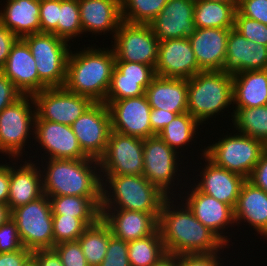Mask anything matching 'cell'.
<instances>
[{
  "instance_id": "ee69618b",
  "label": "cell",
  "mask_w": 267,
  "mask_h": 266,
  "mask_svg": "<svg viewBox=\"0 0 267 266\" xmlns=\"http://www.w3.org/2000/svg\"><path fill=\"white\" fill-rule=\"evenodd\" d=\"M115 68L121 73V79L153 80L155 68L136 62L115 61Z\"/></svg>"
},
{
  "instance_id": "f6af8a7d",
  "label": "cell",
  "mask_w": 267,
  "mask_h": 266,
  "mask_svg": "<svg viewBox=\"0 0 267 266\" xmlns=\"http://www.w3.org/2000/svg\"><path fill=\"white\" fill-rule=\"evenodd\" d=\"M59 0H40V32L57 36Z\"/></svg>"
},
{
  "instance_id": "83f0119b",
  "label": "cell",
  "mask_w": 267,
  "mask_h": 266,
  "mask_svg": "<svg viewBox=\"0 0 267 266\" xmlns=\"http://www.w3.org/2000/svg\"><path fill=\"white\" fill-rule=\"evenodd\" d=\"M236 225L249 223L258 234L267 236V193L246 179L234 207Z\"/></svg>"
},
{
  "instance_id": "d6986e66",
  "label": "cell",
  "mask_w": 267,
  "mask_h": 266,
  "mask_svg": "<svg viewBox=\"0 0 267 266\" xmlns=\"http://www.w3.org/2000/svg\"><path fill=\"white\" fill-rule=\"evenodd\" d=\"M35 63L27 43L22 38H18L0 71L23 95H33L48 88L39 79Z\"/></svg>"
},
{
  "instance_id": "f907efd6",
  "label": "cell",
  "mask_w": 267,
  "mask_h": 266,
  "mask_svg": "<svg viewBox=\"0 0 267 266\" xmlns=\"http://www.w3.org/2000/svg\"><path fill=\"white\" fill-rule=\"evenodd\" d=\"M247 180L267 193V150L261 155Z\"/></svg>"
},
{
  "instance_id": "603a6c76",
  "label": "cell",
  "mask_w": 267,
  "mask_h": 266,
  "mask_svg": "<svg viewBox=\"0 0 267 266\" xmlns=\"http://www.w3.org/2000/svg\"><path fill=\"white\" fill-rule=\"evenodd\" d=\"M230 29L196 28L189 40L200 71L222 70Z\"/></svg>"
},
{
  "instance_id": "5bb4252c",
  "label": "cell",
  "mask_w": 267,
  "mask_h": 266,
  "mask_svg": "<svg viewBox=\"0 0 267 266\" xmlns=\"http://www.w3.org/2000/svg\"><path fill=\"white\" fill-rule=\"evenodd\" d=\"M110 113L112 131L146 139L155 136L150 125L151 106L146 95L105 101Z\"/></svg>"
},
{
  "instance_id": "94428289",
  "label": "cell",
  "mask_w": 267,
  "mask_h": 266,
  "mask_svg": "<svg viewBox=\"0 0 267 266\" xmlns=\"http://www.w3.org/2000/svg\"><path fill=\"white\" fill-rule=\"evenodd\" d=\"M25 266H36L35 263L30 259Z\"/></svg>"
},
{
  "instance_id": "9f6ffc18",
  "label": "cell",
  "mask_w": 267,
  "mask_h": 266,
  "mask_svg": "<svg viewBox=\"0 0 267 266\" xmlns=\"http://www.w3.org/2000/svg\"><path fill=\"white\" fill-rule=\"evenodd\" d=\"M10 188V164H0V203L7 204Z\"/></svg>"
},
{
  "instance_id": "f35d334b",
  "label": "cell",
  "mask_w": 267,
  "mask_h": 266,
  "mask_svg": "<svg viewBox=\"0 0 267 266\" xmlns=\"http://www.w3.org/2000/svg\"><path fill=\"white\" fill-rule=\"evenodd\" d=\"M151 82L152 80L121 79V73L114 67L105 101L140 97L145 94V90Z\"/></svg>"
},
{
  "instance_id": "2e32d148",
  "label": "cell",
  "mask_w": 267,
  "mask_h": 266,
  "mask_svg": "<svg viewBox=\"0 0 267 266\" xmlns=\"http://www.w3.org/2000/svg\"><path fill=\"white\" fill-rule=\"evenodd\" d=\"M200 72L188 38L167 39L159 42L156 76L190 79Z\"/></svg>"
},
{
  "instance_id": "5b68a950",
  "label": "cell",
  "mask_w": 267,
  "mask_h": 266,
  "mask_svg": "<svg viewBox=\"0 0 267 266\" xmlns=\"http://www.w3.org/2000/svg\"><path fill=\"white\" fill-rule=\"evenodd\" d=\"M187 111L202 125L233 102V77L220 71H200L188 79Z\"/></svg>"
},
{
  "instance_id": "f1b7e54d",
  "label": "cell",
  "mask_w": 267,
  "mask_h": 266,
  "mask_svg": "<svg viewBox=\"0 0 267 266\" xmlns=\"http://www.w3.org/2000/svg\"><path fill=\"white\" fill-rule=\"evenodd\" d=\"M0 22L18 38L40 33V0H7Z\"/></svg>"
},
{
  "instance_id": "44dd1931",
  "label": "cell",
  "mask_w": 267,
  "mask_h": 266,
  "mask_svg": "<svg viewBox=\"0 0 267 266\" xmlns=\"http://www.w3.org/2000/svg\"><path fill=\"white\" fill-rule=\"evenodd\" d=\"M267 68V46L246 39L234 28L227 39L226 58L222 71L234 75Z\"/></svg>"
},
{
  "instance_id": "8fae6325",
  "label": "cell",
  "mask_w": 267,
  "mask_h": 266,
  "mask_svg": "<svg viewBox=\"0 0 267 266\" xmlns=\"http://www.w3.org/2000/svg\"><path fill=\"white\" fill-rule=\"evenodd\" d=\"M35 120H47L72 125L94 102L85 96L67 91L64 87L46 88L33 95Z\"/></svg>"
},
{
  "instance_id": "3957f363",
  "label": "cell",
  "mask_w": 267,
  "mask_h": 266,
  "mask_svg": "<svg viewBox=\"0 0 267 266\" xmlns=\"http://www.w3.org/2000/svg\"><path fill=\"white\" fill-rule=\"evenodd\" d=\"M46 163L48 167L41 171L45 172V175H42L43 194L102 197L99 160L93 158L48 159Z\"/></svg>"
},
{
  "instance_id": "e0dca14e",
  "label": "cell",
  "mask_w": 267,
  "mask_h": 266,
  "mask_svg": "<svg viewBox=\"0 0 267 266\" xmlns=\"http://www.w3.org/2000/svg\"><path fill=\"white\" fill-rule=\"evenodd\" d=\"M195 0H168L150 23L158 41L190 38L196 31L193 20Z\"/></svg>"
},
{
  "instance_id": "4dcf8cb0",
  "label": "cell",
  "mask_w": 267,
  "mask_h": 266,
  "mask_svg": "<svg viewBox=\"0 0 267 266\" xmlns=\"http://www.w3.org/2000/svg\"><path fill=\"white\" fill-rule=\"evenodd\" d=\"M53 215H65L81 219L87 226L101 217L102 197L48 196Z\"/></svg>"
},
{
  "instance_id": "836d02e7",
  "label": "cell",
  "mask_w": 267,
  "mask_h": 266,
  "mask_svg": "<svg viewBox=\"0 0 267 266\" xmlns=\"http://www.w3.org/2000/svg\"><path fill=\"white\" fill-rule=\"evenodd\" d=\"M232 113L234 128L241 134L260 140L267 146V105L235 108Z\"/></svg>"
},
{
  "instance_id": "484cf974",
  "label": "cell",
  "mask_w": 267,
  "mask_h": 266,
  "mask_svg": "<svg viewBox=\"0 0 267 266\" xmlns=\"http://www.w3.org/2000/svg\"><path fill=\"white\" fill-rule=\"evenodd\" d=\"M188 79L156 76L145 90L151 108L181 114L188 107Z\"/></svg>"
},
{
  "instance_id": "8d00e7d4",
  "label": "cell",
  "mask_w": 267,
  "mask_h": 266,
  "mask_svg": "<svg viewBox=\"0 0 267 266\" xmlns=\"http://www.w3.org/2000/svg\"><path fill=\"white\" fill-rule=\"evenodd\" d=\"M168 0H121L122 20L134 24H150Z\"/></svg>"
},
{
  "instance_id": "ac0fdd59",
  "label": "cell",
  "mask_w": 267,
  "mask_h": 266,
  "mask_svg": "<svg viewBox=\"0 0 267 266\" xmlns=\"http://www.w3.org/2000/svg\"><path fill=\"white\" fill-rule=\"evenodd\" d=\"M35 140L44 148L48 159H87L70 125L35 120Z\"/></svg>"
},
{
  "instance_id": "ffe728a7",
  "label": "cell",
  "mask_w": 267,
  "mask_h": 266,
  "mask_svg": "<svg viewBox=\"0 0 267 266\" xmlns=\"http://www.w3.org/2000/svg\"><path fill=\"white\" fill-rule=\"evenodd\" d=\"M102 220L112 236L130 242L153 234L158 229L160 213H144L125 209H100Z\"/></svg>"
},
{
  "instance_id": "74e56055",
  "label": "cell",
  "mask_w": 267,
  "mask_h": 266,
  "mask_svg": "<svg viewBox=\"0 0 267 266\" xmlns=\"http://www.w3.org/2000/svg\"><path fill=\"white\" fill-rule=\"evenodd\" d=\"M83 34L78 0H59L57 37L69 42Z\"/></svg>"
},
{
  "instance_id": "d590c367",
  "label": "cell",
  "mask_w": 267,
  "mask_h": 266,
  "mask_svg": "<svg viewBox=\"0 0 267 266\" xmlns=\"http://www.w3.org/2000/svg\"><path fill=\"white\" fill-rule=\"evenodd\" d=\"M199 125L200 123L189 112H184L176 115L157 135L169 147L177 151L176 149H181L195 138L194 134H197L195 132Z\"/></svg>"
},
{
  "instance_id": "cb8c5ba5",
  "label": "cell",
  "mask_w": 267,
  "mask_h": 266,
  "mask_svg": "<svg viewBox=\"0 0 267 266\" xmlns=\"http://www.w3.org/2000/svg\"><path fill=\"white\" fill-rule=\"evenodd\" d=\"M202 152V157L207 162V166L205 165L202 171L203 173H200L202 179L198 184L195 183L196 188L200 192L214 197L234 209L246 178L225 168L216 166L204 155V150Z\"/></svg>"
},
{
  "instance_id": "1f68e13d",
  "label": "cell",
  "mask_w": 267,
  "mask_h": 266,
  "mask_svg": "<svg viewBox=\"0 0 267 266\" xmlns=\"http://www.w3.org/2000/svg\"><path fill=\"white\" fill-rule=\"evenodd\" d=\"M238 3L195 0L193 20L196 28H234Z\"/></svg>"
},
{
  "instance_id": "7dc6e473",
  "label": "cell",
  "mask_w": 267,
  "mask_h": 266,
  "mask_svg": "<svg viewBox=\"0 0 267 266\" xmlns=\"http://www.w3.org/2000/svg\"><path fill=\"white\" fill-rule=\"evenodd\" d=\"M237 11L246 18L267 25V0H239Z\"/></svg>"
},
{
  "instance_id": "7a4b0ae2",
  "label": "cell",
  "mask_w": 267,
  "mask_h": 266,
  "mask_svg": "<svg viewBox=\"0 0 267 266\" xmlns=\"http://www.w3.org/2000/svg\"><path fill=\"white\" fill-rule=\"evenodd\" d=\"M102 49L91 46L77 53L70 51L64 84L67 91L88 97L94 103H105L115 55L112 48Z\"/></svg>"
},
{
  "instance_id": "f5cc1de1",
  "label": "cell",
  "mask_w": 267,
  "mask_h": 266,
  "mask_svg": "<svg viewBox=\"0 0 267 266\" xmlns=\"http://www.w3.org/2000/svg\"><path fill=\"white\" fill-rule=\"evenodd\" d=\"M31 260L36 266H63L60 256L54 249L34 250Z\"/></svg>"
},
{
  "instance_id": "d4e9b609",
  "label": "cell",
  "mask_w": 267,
  "mask_h": 266,
  "mask_svg": "<svg viewBox=\"0 0 267 266\" xmlns=\"http://www.w3.org/2000/svg\"><path fill=\"white\" fill-rule=\"evenodd\" d=\"M83 32L116 33L123 21L121 0H78Z\"/></svg>"
},
{
  "instance_id": "277c9868",
  "label": "cell",
  "mask_w": 267,
  "mask_h": 266,
  "mask_svg": "<svg viewBox=\"0 0 267 266\" xmlns=\"http://www.w3.org/2000/svg\"><path fill=\"white\" fill-rule=\"evenodd\" d=\"M101 178L102 203L100 209L160 213L164 201L168 198L143 175H104ZM104 180L105 182H103Z\"/></svg>"
},
{
  "instance_id": "7bdbcfd3",
  "label": "cell",
  "mask_w": 267,
  "mask_h": 266,
  "mask_svg": "<svg viewBox=\"0 0 267 266\" xmlns=\"http://www.w3.org/2000/svg\"><path fill=\"white\" fill-rule=\"evenodd\" d=\"M53 249L60 256L63 266H89L78 240L59 243Z\"/></svg>"
},
{
  "instance_id": "ba28073f",
  "label": "cell",
  "mask_w": 267,
  "mask_h": 266,
  "mask_svg": "<svg viewBox=\"0 0 267 266\" xmlns=\"http://www.w3.org/2000/svg\"><path fill=\"white\" fill-rule=\"evenodd\" d=\"M22 39L27 43L36 61L39 79L48 88L64 87L70 53L68 42L53 33L41 32Z\"/></svg>"
},
{
  "instance_id": "f546056e",
  "label": "cell",
  "mask_w": 267,
  "mask_h": 266,
  "mask_svg": "<svg viewBox=\"0 0 267 266\" xmlns=\"http://www.w3.org/2000/svg\"><path fill=\"white\" fill-rule=\"evenodd\" d=\"M232 77L235 108H253L267 105L266 69L239 72Z\"/></svg>"
},
{
  "instance_id": "9c48e42d",
  "label": "cell",
  "mask_w": 267,
  "mask_h": 266,
  "mask_svg": "<svg viewBox=\"0 0 267 266\" xmlns=\"http://www.w3.org/2000/svg\"><path fill=\"white\" fill-rule=\"evenodd\" d=\"M33 106L35 107L33 96L22 95L0 112V153L9 155V159L10 156L14 160L21 156L27 139L31 137V129L34 135L36 108Z\"/></svg>"
},
{
  "instance_id": "7402d4cb",
  "label": "cell",
  "mask_w": 267,
  "mask_h": 266,
  "mask_svg": "<svg viewBox=\"0 0 267 266\" xmlns=\"http://www.w3.org/2000/svg\"><path fill=\"white\" fill-rule=\"evenodd\" d=\"M187 194L184 204L204 226L213 231L228 246L230 238L222 235L224 234L222 231L229 224H235L234 209L228 204L200 192L195 186L190 194Z\"/></svg>"
},
{
  "instance_id": "52a82bcc",
  "label": "cell",
  "mask_w": 267,
  "mask_h": 266,
  "mask_svg": "<svg viewBox=\"0 0 267 266\" xmlns=\"http://www.w3.org/2000/svg\"><path fill=\"white\" fill-rule=\"evenodd\" d=\"M11 218L24 248L31 251L54 248L53 214L47 195L13 209Z\"/></svg>"
},
{
  "instance_id": "91938a15",
  "label": "cell",
  "mask_w": 267,
  "mask_h": 266,
  "mask_svg": "<svg viewBox=\"0 0 267 266\" xmlns=\"http://www.w3.org/2000/svg\"><path fill=\"white\" fill-rule=\"evenodd\" d=\"M214 2H223V3H239V0H209Z\"/></svg>"
},
{
  "instance_id": "816d5d0a",
  "label": "cell",
  "mask_w": 267,
  "mask_h": 266,
  "mask_svg": "<svg viewBox=\"0 0 267 266\" xmlns=\"http://www.w3.org/2000/svg\"><path fill=\"white\" fill-rule=\"evenodd\" d=\"M31 254L32 251L24 247L14 252L0 253V266H25Z\"/></svg>"
},
{
  "instance_id": "6f0895ef",
  "label": "cell",
  "mask_w": 267,
  "mask_h": 266,
  "mask_svg": "<svg viewBox=\"0 0 267 266\" xmlns=\"http://www.w3.org/2000/svg\"><path fill=\"white\" fill-rule=\"evenodd\" d=\"M151 266H179V255L166 253L161 259Z\"/></svg>"
},
{
  "instance_id": "4fadbf2b",
  "label": "cell",
  "mask_w": 267,
  "mask_h": 266,
  "mask_svg": "<svg viewBox=\"0 0 267 266\" xmlns=\"http://www.w3.org/2000/svg\"><path fill=\"white\" fill-rule=\"evenodd\" d=\"M71 128L78 139L82 151L99 160L105 153L112 131L110 113L105 103H93Z\"/></svg>"
},
{
  "instance_id": "8992f818",
  "label": "cell",
  "mask_w": 267,
  "mask_h": 266,
  "mask_svg": "<svg viewBox=\"0 0 267 266\" xmlns=\"http://www.w3.org/2000/svg\"><path fill=\"white\" fill-rule=\"evenodd\" d=\"M267 146L255 138L239 133L226 135L204 149V155L216 166L248 179Z\"/></svg>"
},
{
  "instance_id": "4316f807",
  "label": "cell",
  "mask_w": 267,
  "mask_h": 266,
  "mask_svg": "<svg viewBox=\"0 0 267 266\" xmlns=\"http://www.w3.org/2000/svg\"><path fill=\"white\" fill-rule=\"evenodd\" d=\"M35 164L37 163L28 160L23 165L20 164L19 169H15L16 166H10V188L7 205L11 211L43 195V173L40 170L41 167L39 168Z\"/></svg>"
},
{
  "instance_id": "9a60e30c",
  "label": "cell",
  "mask_w": 267,
  "mask_h": 266,
  "mask_svg": "<svg viewBox=\"0 0 267 266\" xmlns=\"http://www.w3.org/2000/svg\"><path fill=\"white\" fill-rule=\"evenodd\" d=\"M177 152L158 135L144 139L143 176L168 197L178 171Z\"/></svg>"
},
{
  "instance_id": "680465c9",
  "label": "cell",
  "mask_w": 267,
  "mask_h": 266,
  "mask_svg": "<svg viewBox=\"0 0 267 266\" xmlns=\"http://www.w3.org/2000/svg\"><path fill=\"white\" fill-rule=\"evenodd\" d=\"M11 218V210L7 204L0 203V226Z\"/></svg>"
},
{
  "instance_id": "e575fe53",
  "label": "cell",
  "mask_w": 267,
  "mask_h": 266,
  "mask_svg": "<svg viewBox=\"0 0 267 266\" xmlns=\"http://www.w3.org/2000/svg\"><path fill=\"white\" fill-rule=\"evenodd\" d=\"M166 254L159 230L153 234L128 242L130 266H151Z\"/></svg>"
},
{
  "instance_id": "bcb514c9",
  "label": "cell",
  "mask_w": 267,
  "mask_h": 266,
  "mask_svg": "<svg viewBox=\"0 0 267 266\" xmlns=\"http://www.w3.org/2000/svg\"><path fill=\"white\" fill-rule=\"evenodd\" d=\"M23 248L15 221L10 218L0 226V253L14 252Z\"/></svg>"
},
{
  "instance_id": "6da1fadb",
  "label": "cell",
  "mask_w": 267,
  "mask_h": 266,
  "mask_svg": "<svg viewBox=\"0 0 267 266\" xmlns=\"http://www.w3.org/2000/svg\"><path fill=\"white\" fill-rule=\"evenodd\" d=\"M171 197L172 195L162 205L157 226L166 253L175 255L209 254L220 252V249L227 246L194 216L184 202L180 206L182 208H179L173 204L174 200L171 202Z\"/></svg>"
},
{
  "instance_id": "c3c4849f",
  "label": "cell",
  "mask_w": 267,
  "mask_h": 266,
  "mask_svg": "<svg viewBox=\"0 0 267 266\" xmlns=\"http://www.w3.org/2000/svg\"><path fill=\"white\" fill-rule=\"evenodd\" d=\"M217 254L220 253L179 255V266H223Z\"/></svg>"
},
{
  "instance_id": "7c38bea8",
  "label": "cell",
  "mask_w": 267,
  "mask_h": 266,
  "mask_svg": "<svg viewBox=\"0 0 267 266\" xmlns=\"http://www.w3.org/2000/svg\"><path fill=\"white\" fill-rule=\"evenodd\" d=\"M144 139L111 131L104 155L99 159L104 175H143Z\"/></svg>"
},
{
  "instance_id": "11a10c76",
  "label": "cell",
  "mask_w": 267,
  "mask_h": 266,
  "mask_svg": "<svg viewBox=\"0 0 267 266\" xmlns=\"http://www.w3.org/2000/svg\"><path fill=\"white\" fill-rule=\"evenodd\" d=\"M176 115V113H172L166 110L151 108L150 125L152 132L157 135L165 126H167L175 118Z\"/></svg>"
},
{
  "instance_id": "30bf717a",
  "label": "cell",
  "mask_w": 267,
  "mask_h": 266,
  "mask_svg": "<svg viewBox=\"0 0 267 266\" xmlns=\"http://www.w3.org/2000/svg\"><path fill=\"white\" fill-rule=\"evenodd\" d=\"M113 37L115 61L136 62L155 68L159 41L150 24L122 21Z\"/></svg>"
},
{
  "instance_id": "681fc988",
  "label": "cell",
  "mask_w": 267,
  "mask_h": 266,
  "mask_svg": "<svg viewBox=\"0 0 267 266\" xmlns=\"http://www.w3.org/2000/svg\"><path fill=\"white\" fill-rule=\"evenodd\" d=\"M22 95L10 79L0 71V112Z\"/></svg>"
},
{
  "instance_id": "60d3db41",
  "label": "cell",
  "mask_w": 267,
  "mask_h": 266,
  "mask_svg": "<svg viewBox=\"0 0 267 266\" xmlns=\"http://www.w3.org/2000/svg\"><path fill=\"white\" fill-rule=\"evenodd\" d=\"M234 29L246 39L267 46V25L254 19L235 14Z\"/></svg>"
},
{
  "instance_id": "b9f144b4",
  "label": "cell",
  "mask_w": 267,
  "mask_h": 266,
  "mask_svg": "<svg viewBox=\"0 0 267 266\" xmlns=\"http://www.w3.org/2000/svg\"><path fill=\"white\" fill-rule=\"evenodd\" d=\"M99 266H130L128 242L112 236L108 242L106 256Z\"/></svg>"
},
{
  "instance_id": "ab89813d",
  "label": "cell",
  "mask_w": 267,
  "mask_h": 266,
  "mask_svg": "<svg viewBox=\"0 0 267 266\" xmlns=\"http://www.w3.org/2000/svg\"><path fill=\"white\" fill-rule=\"evenodd\" d=\"M88 226L79 218L53 215L54 245L77 241Z\"/></svg>"
},
{
  "instance_id": "d6a6232c",
  "label": "cell",
  "mask_w": 267,
  "mask_h": 266,
  "mask_svg": "<svg viewBox=\"0 0 267 266\" xmlns=\"http://www.w3.org/2000/svg\"><path fill=\"white\" fill-rule=\"evenodd\" d=\"M111 237L110 228L101 217L85 229L78 241L89 266L100 265L106 256Z\"/></svg>"
},
{
  "instance_id": "db71d44e",
  "label": "cell",
  "mask_w": 267,
  "mask_h": 266,
  "mask_svg": "<svg viewBox=\"0 0 267 266\" xmlns=\"http://www.w3.org/2000/svg\"><path fill=\"white\" fill-rule=\"evenodd\" d=\"M18 37L0 22V70L5 65L13 44Z\"/></svg>"
}]
</instances>
